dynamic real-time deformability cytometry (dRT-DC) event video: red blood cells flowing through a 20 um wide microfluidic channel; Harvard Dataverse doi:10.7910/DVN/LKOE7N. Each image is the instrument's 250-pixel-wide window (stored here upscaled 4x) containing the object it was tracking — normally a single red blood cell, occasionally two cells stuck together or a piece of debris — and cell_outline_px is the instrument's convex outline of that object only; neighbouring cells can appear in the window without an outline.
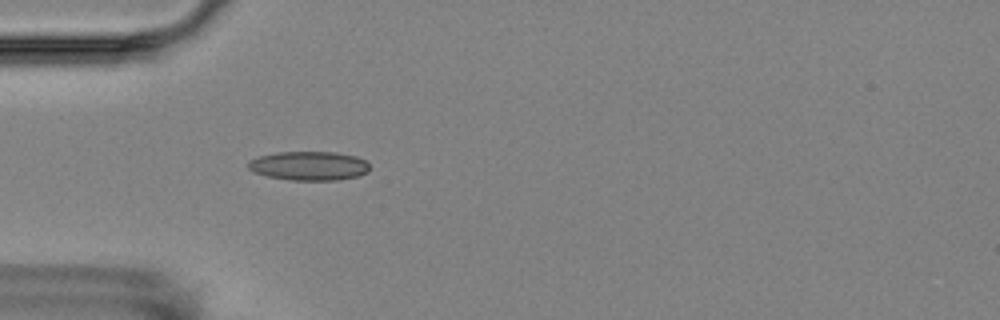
{"species": "Egyptian fruit bat (a non-hibernating species)", "species_latin": "Rousettus aegyptiacus", "temperature_condition": "room temperature", "stored_images_in_passage": 4, "camera_frame_rate_fps": 3000, "um_per_image_px": 0.085, "animal": {"sex": "female"}, "frame": {"image": 1, "passage_image": 4, "time_ms": 4.0, "image_size_px": [1000, 320], "cell_outline_px": [[368, 172], [360, 176], [340, 180], [292, 180], [268, 176], [252, 172], [248, 168], [248, 160], [260, 156], [276, 152], [336, 152], [356, 156], [364, 160], [368, 164]], "centroid_in_image_um": [26.26, 14.1], "position_along_channel_um": 58.7, "area_um2": 20.63}}